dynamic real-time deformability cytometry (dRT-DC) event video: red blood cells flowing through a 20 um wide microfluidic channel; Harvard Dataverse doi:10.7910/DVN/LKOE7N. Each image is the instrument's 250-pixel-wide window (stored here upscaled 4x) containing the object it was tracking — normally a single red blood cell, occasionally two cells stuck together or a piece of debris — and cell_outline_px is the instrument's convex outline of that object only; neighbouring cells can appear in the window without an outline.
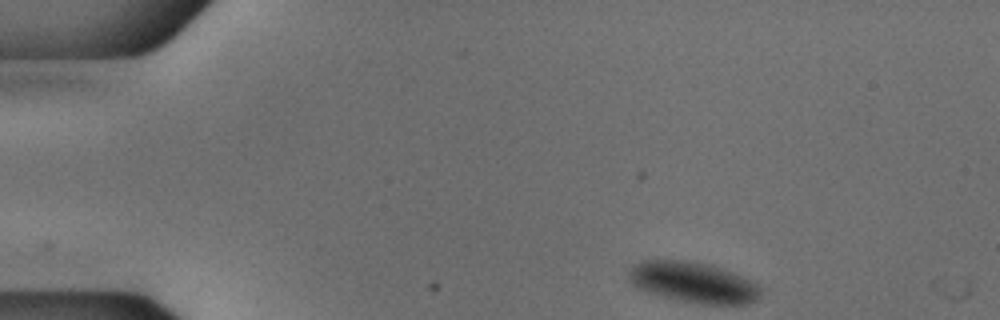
{"species": "common noctule bat (a hibernating species)", "species_latin": "Nyctalus noctula", "temperature_condition": "cold", "stored_images_in_passage": 4, "camera_frame_rate_fps": 3000, "um_per_image_px": 0.085, "animal": {"sex": "male", "body_mass_g": 18.8}, "frame": {"image": 1, "passage_image": 1, "time_ms": 0.0, "image_size_px": [1000, 320], "cell_outline_px": [[760, 292], [756, 300], [748, 304], [692, 304], [676, 300], [648, 292], [636, 288], [628, 280], [628, 272], [640, 260], [684, 260], [708, 264], [720, 268], [740, 276], [756, 284], [760, 288]], "centroid_in_image_um": [58.86, 24.01], "position_along_channel_um": 26.1, "area_um2": 31.21}}